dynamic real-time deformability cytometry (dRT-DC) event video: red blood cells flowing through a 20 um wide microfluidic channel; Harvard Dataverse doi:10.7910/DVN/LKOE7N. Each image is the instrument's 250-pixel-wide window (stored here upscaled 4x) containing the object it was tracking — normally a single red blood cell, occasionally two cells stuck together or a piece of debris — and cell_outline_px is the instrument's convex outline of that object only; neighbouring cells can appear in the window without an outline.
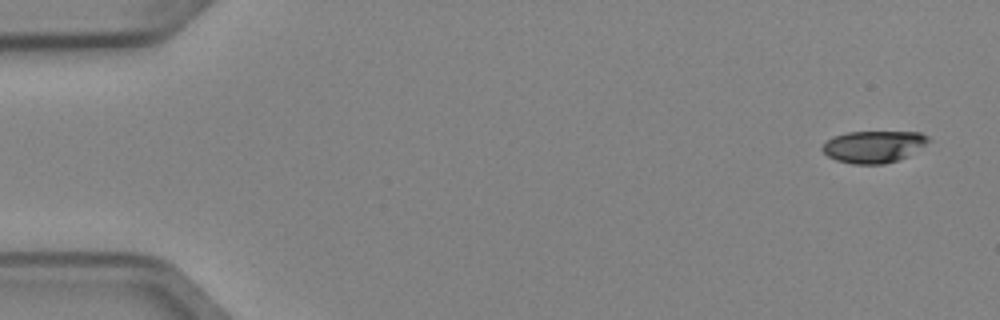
{"species": "Egyptian fruit bat (a non-hibernating species)", "species_latin": "Rousettus aegyptiacus", "temperature_condition": "cold", "stored_images_in_passage": 6, "camera_frame_rate_fps": 3000, "um_per_image_px": 0.085, "animal": {"sex": "female"}, "frame": {"image": 1, "passage_image": 1, "time_ms": 0.0, "image_size_px": [1000, 320], "cell_outline_px": [[932, 140], [904, 156], [896, 160], [884, 164], [852, 164], [836, 160], [828, 156], [820, 148], [828, 140], [836, 136], [848, 132], [920, 132], [928, 136]], "centroid_in_image_um": [74.23, 12.46], "position_along_channel_um": 10.8, "area_um2": 19.36}}
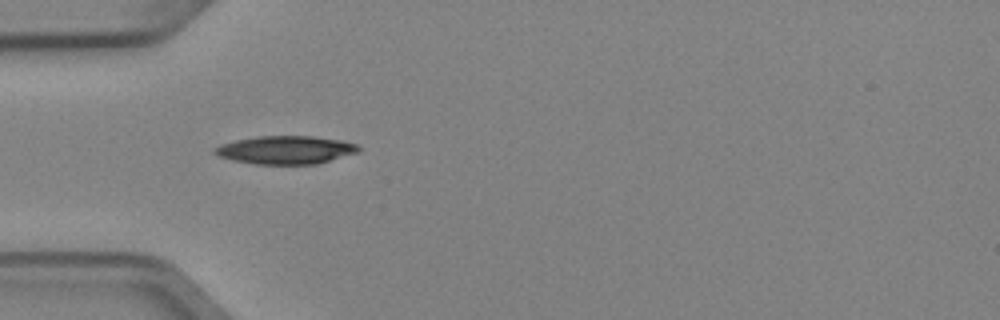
{"frame": {"image": 2, "passage_image": 5, "time_ms": 1.333, "image_size_px": [1000, 320], "cell_outline_px": [[360, 152], [316, 164], [256, 164], [232, 160], [216, 156], [212, 152], [220, 144], [236, 140], [260, 136], [312, 136], [340, 140], [356, 144], [360, 148]], "centroid_in_image_um": [24.27, 12.75], "position_along_channel_um": 60.7, "area_um2": 23.58}}
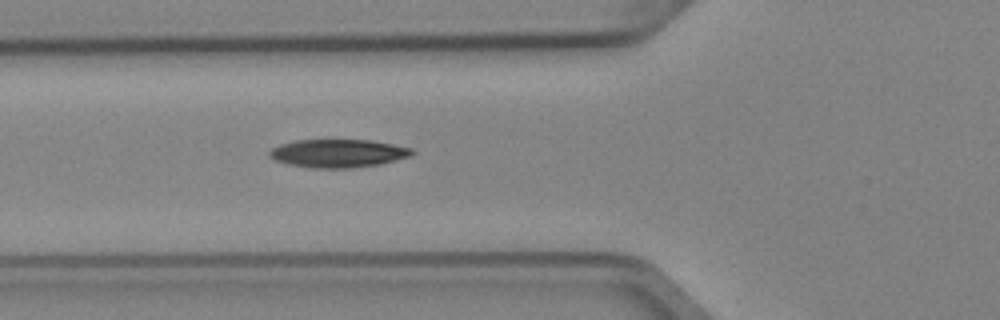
{"frame": {"image": 3, "passage_image": 6, "time_ms": 1.667, "image_size_px": [1000, 320], "cell_outline_px": [[416, 152], [412, 156], [380, 164], [352, 168], [316, 168], [288, 164], [276, 160], [268, 156], [268, 152], [272, 148], [280, 144], [296, 140], [372, 140], [412, 148]], "centroid_in_image_um": [28.76, 13.03], "position_along_channel_um": 97.0, "area_um2": 23.47}}